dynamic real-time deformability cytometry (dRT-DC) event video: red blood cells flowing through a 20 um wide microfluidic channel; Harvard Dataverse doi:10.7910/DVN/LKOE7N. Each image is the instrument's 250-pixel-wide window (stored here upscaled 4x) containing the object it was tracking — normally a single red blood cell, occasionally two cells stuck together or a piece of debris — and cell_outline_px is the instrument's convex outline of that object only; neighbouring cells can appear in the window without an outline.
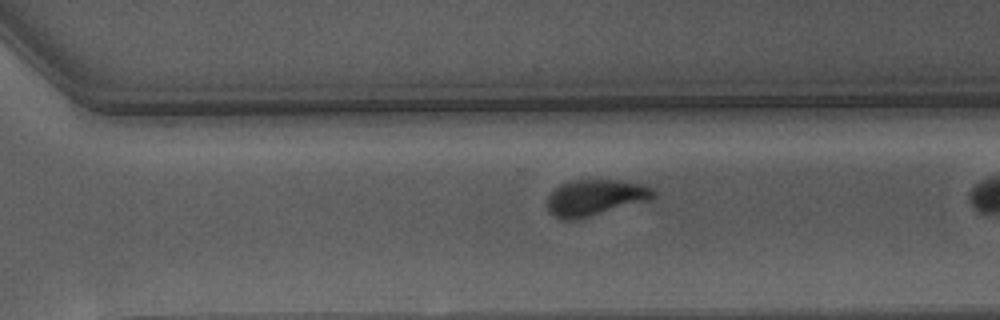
{"species": "Egyptian fruit bat (a non-hibernating species)", "species_latin": "Rousettus aegyptiacus", "temperature_condition": "warm", "stored_images_in_passage": 22, "camera_frame_rate_fps": 3000, "um_per_image_px": 0.085, "animal": {"sex": "male"}, "frame": {"image": 1, "passage_image": 16, "time_ms": 5.0, "image_size_px": [1000, 320], "cell_outline_px": [[656, 196], [652, 200], [572, 220], [560, 220], [548, 212], [548, 196], [560, 184], [572, 180], [620, 180], [648, 184], [656, 192]], "centroid_in_image_um": [50.64, 16.78], "position_along_channel_um": 320.0, "area_um2": 22.54}}